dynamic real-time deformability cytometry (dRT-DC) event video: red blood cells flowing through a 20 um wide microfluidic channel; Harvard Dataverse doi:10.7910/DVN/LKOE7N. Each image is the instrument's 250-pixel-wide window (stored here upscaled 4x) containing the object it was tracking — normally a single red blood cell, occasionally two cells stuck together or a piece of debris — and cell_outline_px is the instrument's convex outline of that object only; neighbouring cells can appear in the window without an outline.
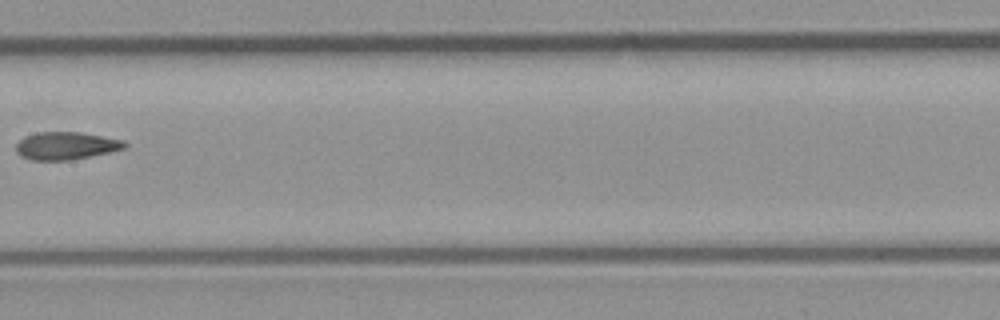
{"species": "common noctule bat (a hibernating species)", "species_latin": "Nyctalus noctula", "temperature_condition": "room temperature", "stored_images_in_passage": 10, "camera_frame_rate_fps": 3000, "um_per_image_px": 0.085, "animal": {"sex": "male", "body_mass_g": 23.1, "forearm_length_mm": 52.7}, "frame": {"image": 1, "passage_image": 10, "time_ms": 3.0, "image_size_px": [1000, 320], "cell_outline_px": [[128, 144], [124, 148], [108, 152], [72, 160], [32, 160], [20, 156], [16, 152], [16, 144], [24, 136], [40, 132], [80, 132], [124, 140]], "centroid_in_image_um": [5.59, 12.39], "position_along_channel_um": 201.8, "area_um2": 17.46}}